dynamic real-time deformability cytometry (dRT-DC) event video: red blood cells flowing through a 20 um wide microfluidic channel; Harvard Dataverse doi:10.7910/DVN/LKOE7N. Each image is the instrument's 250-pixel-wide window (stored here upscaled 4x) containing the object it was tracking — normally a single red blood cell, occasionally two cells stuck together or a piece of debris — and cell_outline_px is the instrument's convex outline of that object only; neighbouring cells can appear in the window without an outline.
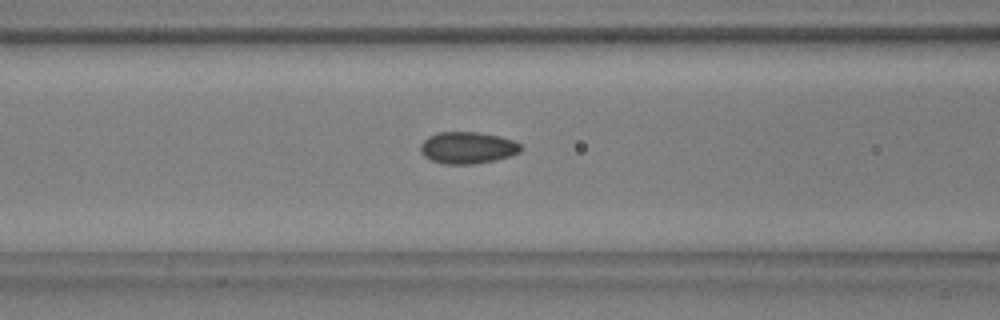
{"species": "common noctule bat (a hibernating species)", "species_latin": "Nyctalus noctula", "temperature_condition": "warm", "stored_images_in_passage": 8, "camera_frame_rate_fps": 3000, "um_per_image_px": 0.085, "animal": {"sex": "male", "body_mass_g": 17.9, "forearm_length_mm": 54.2}, "frame": {"image": 1, "passage_image": 6, "time_ms": 1.667, "image_size_px": [1000, 320], "cell_outline_px": [[520, 152], [496, 160], [472, 164], [444, 164], [432, 160], [424, 156], [420, 152], [420, 144], [428, 136], [436, 132], [476, 132], [500, 136], [512, 140], [520, 144]], "centroid_in_image_um": [39.7, 12.55], "position_along_channel_um": 126.9, "area_um2": 18.55}}